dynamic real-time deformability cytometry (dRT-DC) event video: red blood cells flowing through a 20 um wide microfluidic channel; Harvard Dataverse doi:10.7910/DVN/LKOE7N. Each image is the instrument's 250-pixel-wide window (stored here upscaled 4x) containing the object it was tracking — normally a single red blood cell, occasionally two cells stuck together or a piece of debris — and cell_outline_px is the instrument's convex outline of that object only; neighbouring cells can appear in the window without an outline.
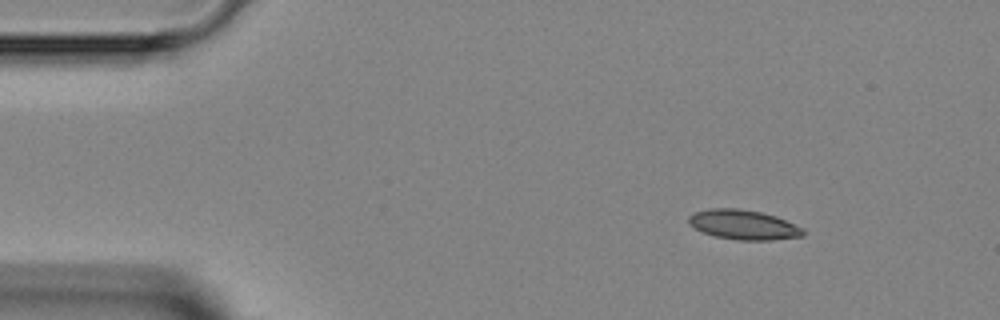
{"species": "Egyptian fruit bat (a non-hibernating species)", "species_latin": "Rousettus aegyptiacus", "temperature_condition": "room temperature", "stored_images_in_passage": 42, "camera_frame_rate_fps": 3000, "um_per_image_px": 0.085, "animal": {"sex": "female"}, "frame": {"image": 1, "passage_image": 1, "time_ms": 0.0, "image_size_px": [1000, 320], "cell_outline_px": [[804, 236], [772, 240], [736, 240], [716, 236], [704, 232], [688, 224], [688, 216], [696, 212], [708, 208], [736, 208], [760, 212], [776, 216], [804, 228]], "centroid_in_image_um": [63.21, 19.1], "position_along_channel_um": 21.8, "area_um2": 19.77}}
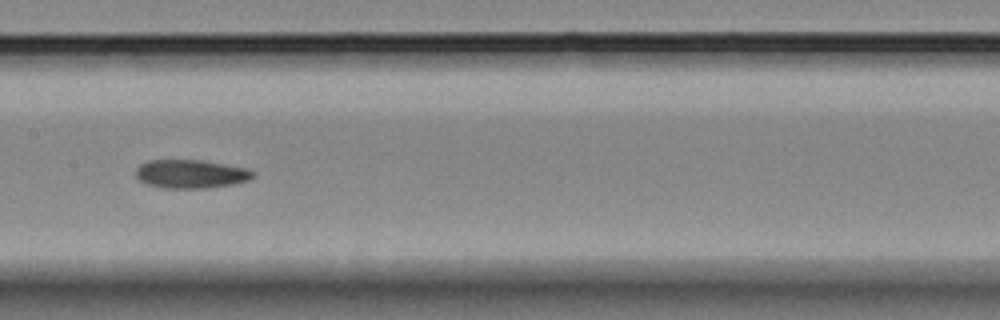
{"frame": {"image": 2, "passage_image": 18, "time_ms": 5.667, "image_size_px": [1000, 320], "cell_outline_px": [[256, 176], [248, 180], [232, 184], [204, 188], [164, 188], [148, 184], [140, 180], [136, 176], [136, 168], [140, 164], [148, 160], [204, 160], [248, 168], [256, 172]], "centroid_in_image_um": [16.26, 14.77], "position_along_channel_um": 191.1, "area_um2": 19.59}}
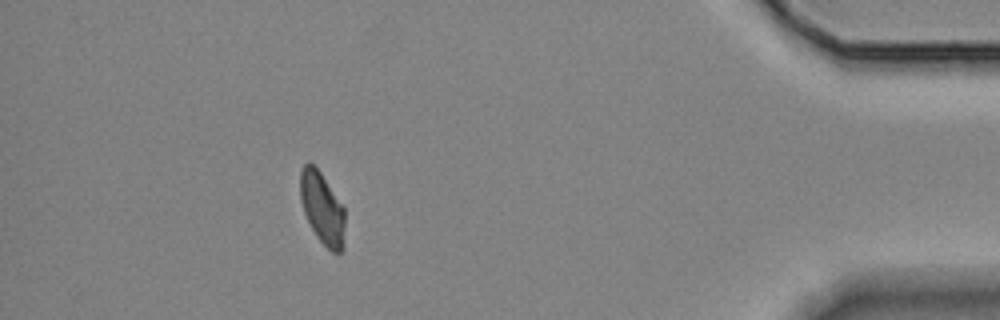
{"frame": {"image": 3, "passage_image": 37, "time_ms": 12.0, "image_size_px": [1000, 320], "cell_outline_px": [[344, 248], [340, 252], [332, 252], [316, 236], [304, 212], [300, 200], [300, 168], [308, 160], [320, 172], [344, 208]], "centroid_in_image_um": [27.37, 17.68], "position_along_channel_um": 407.8, "area_um2": 18.55}}